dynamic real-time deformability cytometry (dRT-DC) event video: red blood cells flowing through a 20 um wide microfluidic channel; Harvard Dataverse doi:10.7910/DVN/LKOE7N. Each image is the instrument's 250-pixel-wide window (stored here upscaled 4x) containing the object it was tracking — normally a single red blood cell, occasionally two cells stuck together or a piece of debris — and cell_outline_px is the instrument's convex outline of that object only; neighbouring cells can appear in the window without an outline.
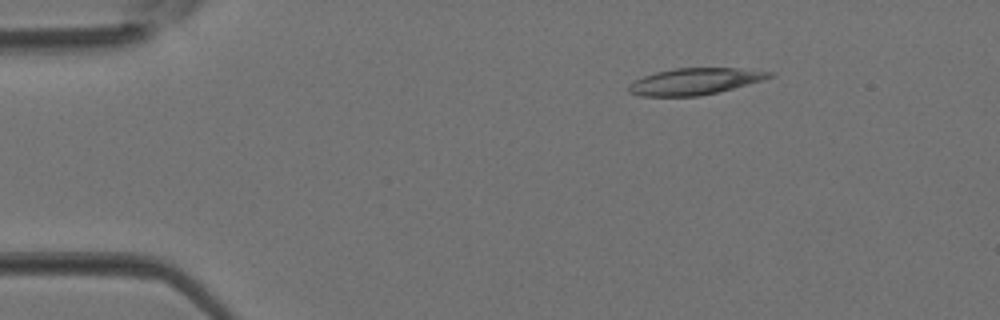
{"species": "Egyptian fruit bat (a non-hibernating species)", "species_latin": "Rousettus aegyptiacus", "temperature_condition": "room temperature", "stored_images_in_passage": 3, "camera_frame_rate_fps": 3000, "um_per_image_px": 0.085, "animal": {"sex": "female"}, "frame": {"image": 1, "passage_image": 1, "time_ms": 0.0, "image_size_px": [1000, 320], "cell_outline_px": [[776, 76], [764, 80], [716, 92], [696, 96], [640, 96], [628, 92], [628, 84], [644, 76], [656, 72], [676, 68], [736, 68], [776, 72]], "centroid_in_image_um": [59.09, 6.91], "position_along_channel_um": 25.9, "area_um2": 21.68}}
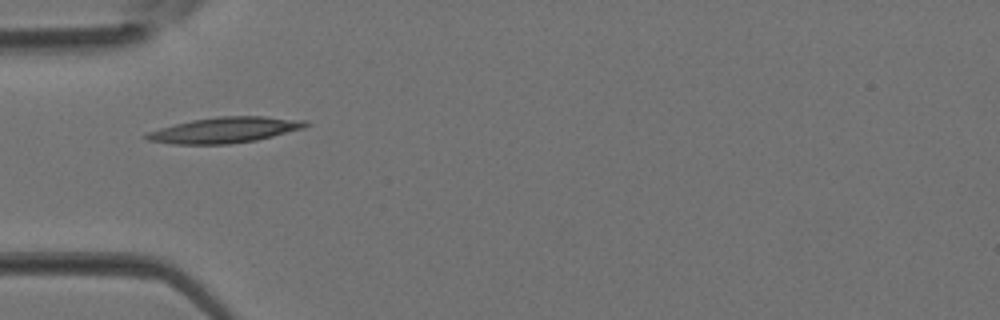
{"frame": {"image": 2, "passage_image": 3, "time_ms": 0.667, "image_size_px": [1000, 320], "cell_outline_px": [[312, 124], [304, 128], [256, 140], [228, 144], [172, 144], [148, 140], [140, 136], [148, 132], [160, 128], [192, 120], [220, 116], [264, 116], [308, 120]], "centroid_in_image_um": [19.13, 11.05], "position_along_channel_um": 65.9, "area_um2": 23.87}}